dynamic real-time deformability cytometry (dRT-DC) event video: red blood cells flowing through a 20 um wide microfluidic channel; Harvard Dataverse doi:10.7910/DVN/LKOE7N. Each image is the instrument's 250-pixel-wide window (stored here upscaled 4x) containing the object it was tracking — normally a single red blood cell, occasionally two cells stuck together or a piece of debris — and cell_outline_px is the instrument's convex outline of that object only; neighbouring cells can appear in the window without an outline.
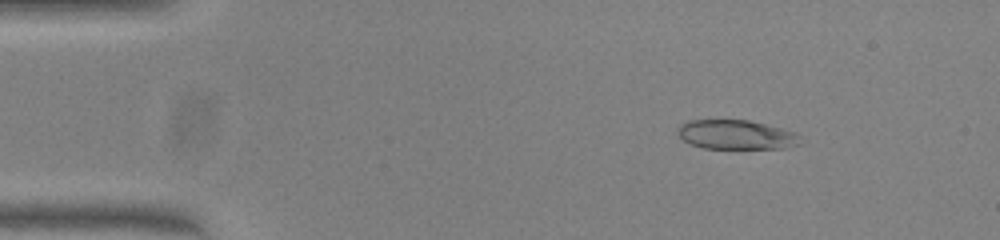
{"species": "common noctule bat (a hibernating species)", "species_latin": "Nyctalus noctula", "temperature_condition": "warm", "stored_images_in_passage": 50, "camera_frame_rate_fps": 3000, "um_per_image_px": 0.085, "animal": {"sex": "female", "body_mass_g": 23.0, "forearm_length_mm": 53.4}, "frame": {"image": 1, "passage_image": 7, "time_ms": 2.0, "image_size_px": [1000, 240], "cell_outline_px": [[800, 144], [784, 148], [704, 148], [688, 144], [676, 132], [676, 128], [680, 124], [688, 120], [748, 120], [796, 132], [800, 136]], "centroid_in_image_um": [62.54, 11.45], "position_along_channel_um": 22.5, "area_um2": 20.98}}
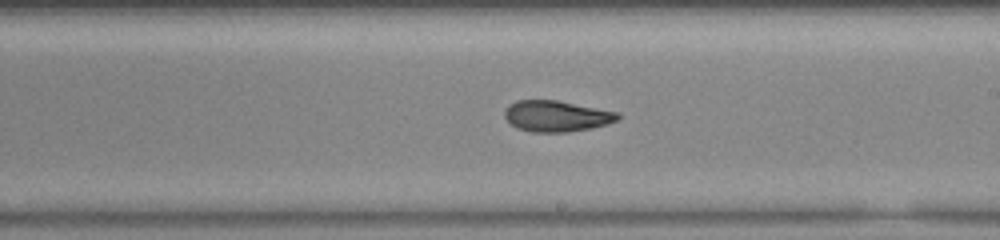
{"frame": {"image": 2, "passage_image": 29, "time_ms": 9.333, "image_size_px": [1000, 240], "cell_outline_px": [[620, 116], [616, 120], [608, 124], [592, 128], [568, 132], [532, 132], [516, 128], [504, 116], [504, 112], [508, 104], [516, 100], [556, 100], [620, 112]], "centroid_in_image_um": [47.3, 9.87], "position_along_channel_um": 241.7, "area_um2": 20.58}}
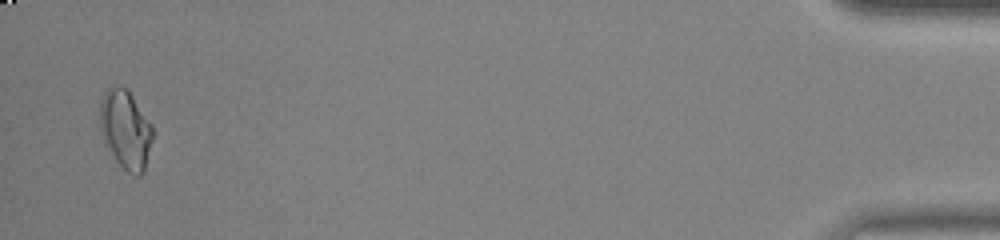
{"frame": {"image": 3, "passage_image": 49, "time_ms": 16.0, "image_size_px": [1000, 240], "cell_outline_px": [[152, 140], [144, 172], [140, 176], [132, 176], [116, 160], [104, 144], [100, 128], [100, 100], [104, 92], [112, 84], [120, 84], [128, 88], [152, 124]], "centroid_in_image_um": [10.66, 10.96], "position_along_channel_um": 424.5, "area_um2": 24.68}, "authors_computed_cell_mechanics": {"area_um2": 21.4727, "velocity_mm_per_s": 4.0719, "shape_relaxation_time_tau1_ms": null, "shape_relaxation_time_tau2_ms": 1.9009, "deformation_change_tau1": null, "deformation_change_tau2": 0.0611}}